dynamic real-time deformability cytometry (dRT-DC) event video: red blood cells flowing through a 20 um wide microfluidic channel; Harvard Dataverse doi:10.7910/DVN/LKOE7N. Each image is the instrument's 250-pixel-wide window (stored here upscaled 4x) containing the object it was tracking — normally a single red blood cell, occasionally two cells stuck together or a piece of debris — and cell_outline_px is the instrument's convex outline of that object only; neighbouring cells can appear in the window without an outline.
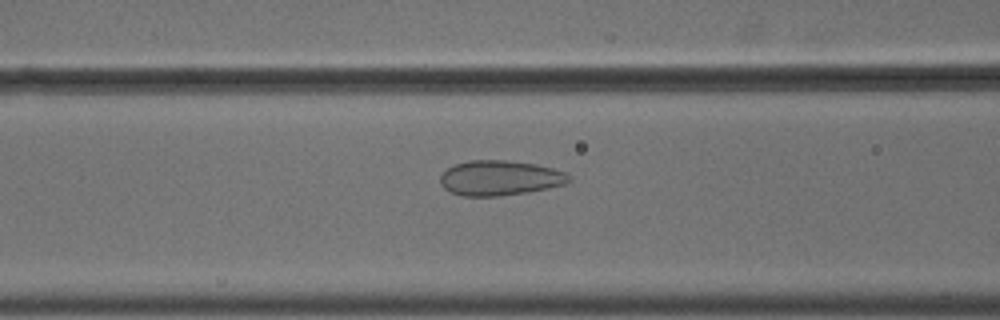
{"species": "common noctule bat (a hibernating species)", "species_latin": "Nyctalus noctula", "temperature_condition": "cold", "stored_images_in_passage": 55, "camera_frame_rate_fps": 3000, "um_per_image_px": 0.085, "animal": {"sex": "male", "body_mass_g": 18.8}, "frame": {"image": 1, "passage_image": 23, "time_ms": 7.333, "image_size_px": [1000, 320], "cell_outline_px": [[572, 180], [568, 184], [528, 192], [496, 196], [464, 196], [452, 192], [444, 188], [440, 184], [440, 176], [448, 168], [456, 164], [468, 160], [504, 160], [536, 164], [568, 172], [572, 176]], "centroid_in_image_um": [42.55, 15.12], "position_along_channel_um": 124.1, "area_um2": 26.41}}
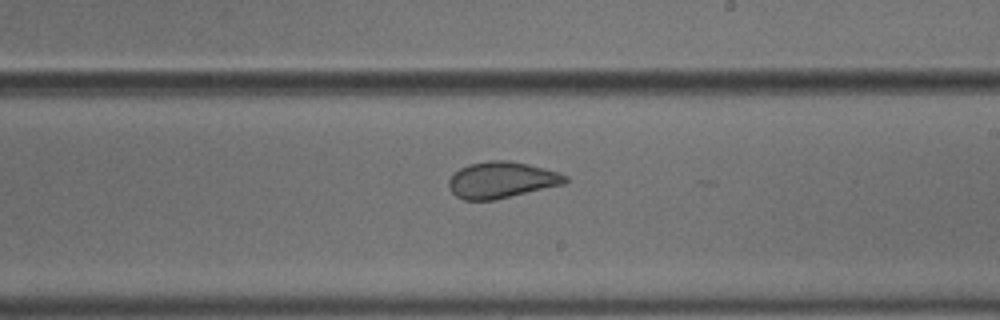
{"frame": {"image": 2, "passage_image": 33, "time_ms": 10.667, "image_size_px": [1000, 320], "cell_outline_px": [[568, 180], [564, 184], [496, 200], [464, 200], [456, 196], [452, 192], [448, 184], [448, 180], [452, 172], [468, 164], [488, 160], [508, 160], [528, 164], [560, 172], [568, 176]], "centroid_in_image_um": [42.62, 15.29], "position_along_channel_um": 246.4, "area_um2": 24.97}}
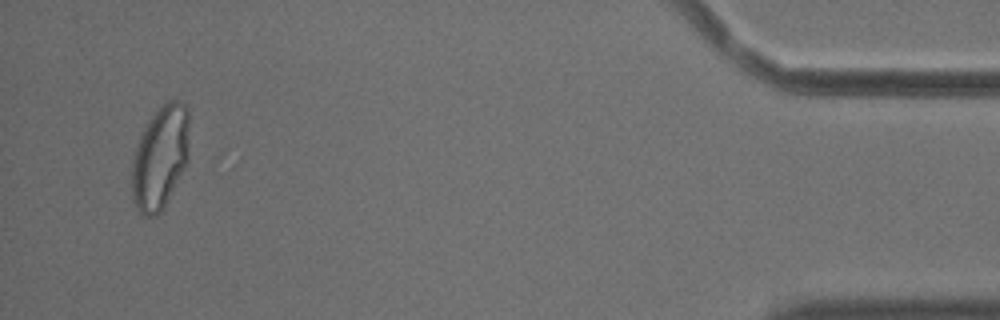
{"frame": {"image": 3, "passage_image": 53, "time_ms": 17.333, "image_size_px": [1000, 320], "cell_outline_px": [[188, 160], [160, 212], [156, 216], [144, 216], [140, 212], [132, 200], [132, 160], [140, 136], [144, 128], [152, 116], [164, 100], [180, 100], [188, 108]], "centroid_in_image_um": [13.61, 13.34], "position_along_channel_um": 421.6, "area_um2": 34.28}}